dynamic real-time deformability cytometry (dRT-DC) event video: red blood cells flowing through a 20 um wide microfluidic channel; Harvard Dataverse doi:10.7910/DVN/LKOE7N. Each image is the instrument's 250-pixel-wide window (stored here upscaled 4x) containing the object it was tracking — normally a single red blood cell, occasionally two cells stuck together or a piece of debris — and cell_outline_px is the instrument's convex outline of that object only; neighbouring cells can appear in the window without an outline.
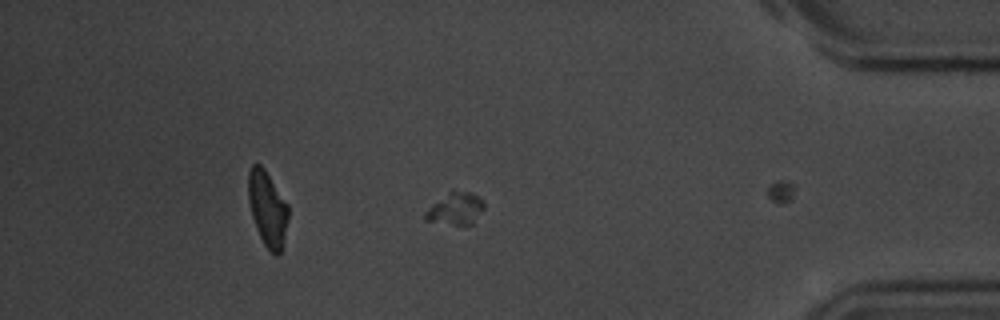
{"species": "common noctule bat (a hibernating species)", "species_latin": "Nyctalus noctula", "temperature_condition": "room temperature", "stored_images_in_passage": 22, "camera_frame_rate_fps": 3000, "um_per_image_px": 0.085, "animal": {"sex": "male", "body_mass_g": 20.1, "forearm_length_mm": 53.5}, "frame": {"image": 1, "passage_image": 19, "time_ms": 6.0, "image_size_px": [1000, 320], "cell_outline_px": [[484, 208], [472, 224], [456, 224], [424, 220], [424, 212], [428, 208], [448, 192], [472, 192], [484, 200]], "centroid_in_image_um": [38.74, 17.73], "position_along_channel_um": 396.5, "area_um2": 10.69}}